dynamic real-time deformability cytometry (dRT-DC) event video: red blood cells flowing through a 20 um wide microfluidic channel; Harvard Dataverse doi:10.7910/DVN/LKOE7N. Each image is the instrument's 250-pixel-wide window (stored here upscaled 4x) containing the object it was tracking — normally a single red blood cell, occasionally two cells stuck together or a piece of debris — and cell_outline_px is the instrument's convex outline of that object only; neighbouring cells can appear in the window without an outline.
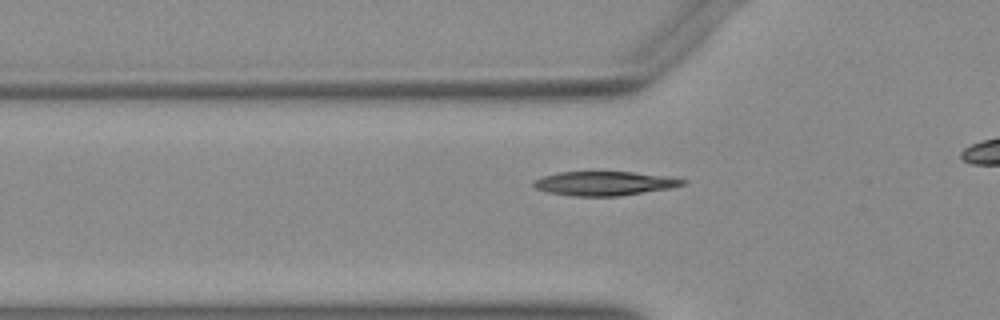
{"species": "Egyptian fruit bat (a non-hibernating species)", "species_latin": "Rousettus aegyptiacus", "temperature_condition": "warm", "stored_images_in_passage": 35, "camera_frame_rate_fps": 3000, "um_per_image_px": 0.085, "animal": {"sex": "female"}, "frame": {"image": 1, "passage_image": 8, "time_ms": 2.333, "image_size_px": [1000, 320], "cell_outline_px": [[688, 180], [684, 184], [668, 188], [620, 196], [572, 196], [548, 192], [536, 188], [532, 184], [532, 180], [544, 176], [560, 172], [632, 172], [676, 176]], "centroid_in_image_um": [51.41, 15.58], "position_along_channel_um": 74.4, "area_um2": 21.04}}
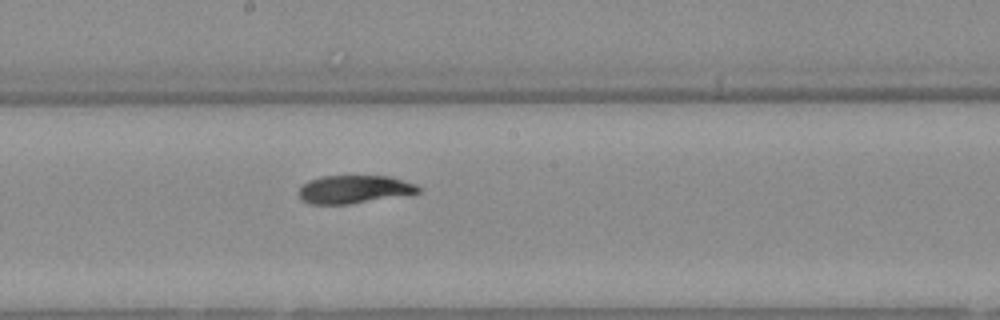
{"frame": {"image": 2, "passage_image": 19, "time_ms": 6.0, "image_size_px": [1000, 320], "cell_outline_px": [[420, 192], [352, 204], [308, 204], [300, 200], [296, 192], [308, 180], [324, 176], [388, 176], [416, 184], [420, 188]], "centroid_in_image_um": [30.03, 16.1], "position_along_channel_um": 218.2, "area_um2": 19.59}}
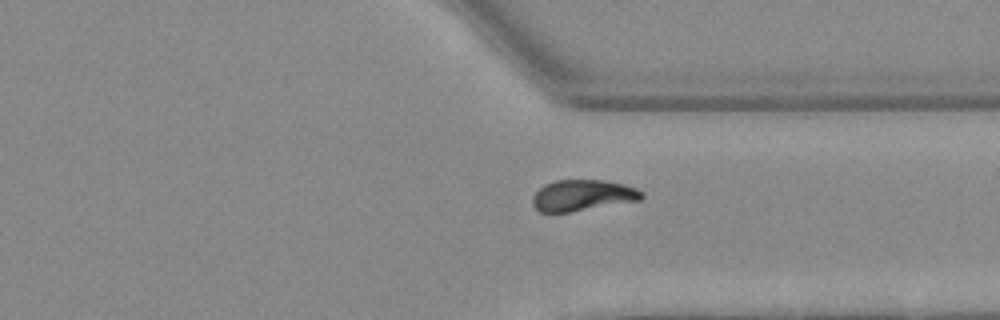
{"frame": {"image": 3, "passage_image": 30, "time_ms": 9.667, "image_size_px": [1000, 320], "cell_outline_px": [[644, 196], [640, 200], [572, 212], [540, 212], [532, 204], [532, 196], [544, 184], [556, 180], [604, 180], [624, 184], [636, 188], [644, 192]], "centroid_in_image_um": [49.53, 16.6], "position_along_channel_um": 361.9, "area_um2": 19.88}}